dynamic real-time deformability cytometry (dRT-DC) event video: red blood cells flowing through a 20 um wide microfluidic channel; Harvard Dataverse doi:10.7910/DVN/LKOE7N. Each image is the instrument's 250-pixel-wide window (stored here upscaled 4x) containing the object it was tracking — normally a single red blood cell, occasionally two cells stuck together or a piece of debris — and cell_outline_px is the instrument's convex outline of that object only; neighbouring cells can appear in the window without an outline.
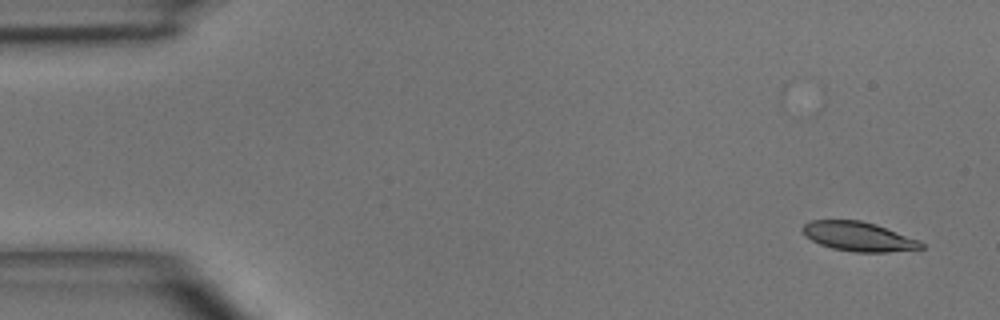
{"species": "common noctule bat (a hibernating species)", "species_latin": "Nyctalus noctula", "temperature_condition": "room temperature", "stored_images_in_passage": 5, "camera_frame_rate_fps": 3000, "um_per_image_px": 0.085, "animal": {"sex": "male", "body_mass_g": 15.6}, "frame": {"image": 1, "passage_image": 1, "time_ms": 0.0, "image_size_px": [1000, 320], "cell_outline_px": [[924, 248], [888, 252], [856, 252], [832, 248], [820, 244], [804, 236], [800, 228], [804, 224], [812, 220], [860, 220], [876, 224], [920, 240], [924, 244]], "centroid_in_image_um": [72.96, 20.1], "position_along_channel_um": 12.0, "area_um2": 20.35}}